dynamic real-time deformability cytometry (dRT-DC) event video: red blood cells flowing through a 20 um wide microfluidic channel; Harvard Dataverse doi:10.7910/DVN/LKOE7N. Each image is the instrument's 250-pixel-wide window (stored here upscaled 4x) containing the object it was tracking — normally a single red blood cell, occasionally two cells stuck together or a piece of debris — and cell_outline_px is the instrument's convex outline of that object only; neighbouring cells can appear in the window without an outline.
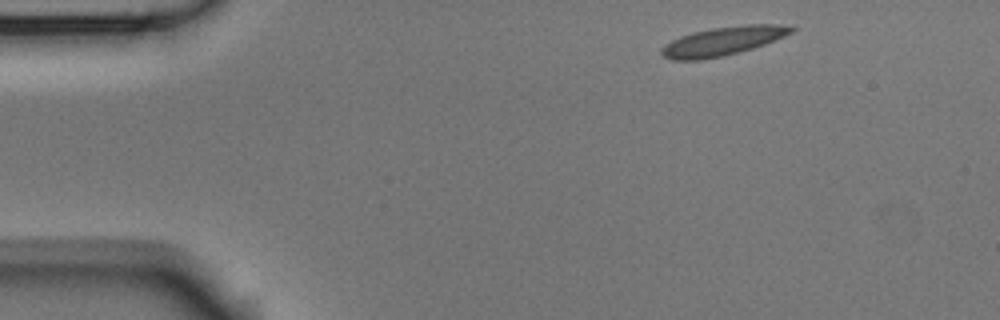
{"species": "Egyptian fruit bat (a non-hibernating species)", "species_latin": "Rousettus aegyptiacus", "temperature_condition": "room temperature", "stored_images_in_passage": 3, "camera_frame_rate_fps": 3000, "um_per_image_px": 0.085, "animal": {"sex": "male"}, "frame": {"image": 1, "passage_image": 1, "time_ms": 0.0, "image_size_px": [1000, 320], "cell_outline_px": [[796, 28], [792, 32], [784, 36], [764, 44], [752, 48], [720, 56], [700, 60], [672, 60], [664, 56], [660, 52], [660, 48], [672, 40], [680, 36], [692, 32], [712, 28], [744, 24], [792, 24]], "centroid_in_image_um": [61.46, 3.47], "position_along_channel_um": 23.5, "area_um2": 21.68}}